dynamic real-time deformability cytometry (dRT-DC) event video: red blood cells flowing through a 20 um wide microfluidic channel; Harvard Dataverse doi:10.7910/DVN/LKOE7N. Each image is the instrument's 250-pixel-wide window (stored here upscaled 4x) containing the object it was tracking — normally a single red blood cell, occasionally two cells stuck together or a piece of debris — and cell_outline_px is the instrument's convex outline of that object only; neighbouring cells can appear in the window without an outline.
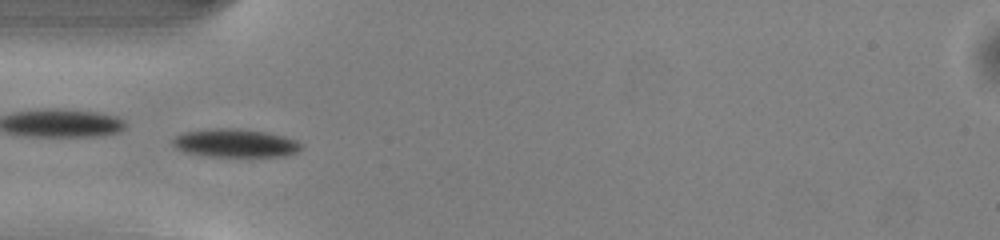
{"species": "common noctule bat (a hibernating species)", "species_latin": "Nyctalus noctula", "temperature_condition": "warm", "stored_images_in_passage": 50, "camera_frame_rate_fps": 3000, "um_per_image_px": 0.085, "animal": {"sex": "male", "body_mass_g": 13.0, "forearm_length_mm": 53.1}, "frame": {"image": 1, "passage_image": 15, "time_ms": 4.667, "image_size_px": [1000, 240], "cell_outline_px": [[300, 148], [296, 152], [284, 156], [204, 156], [184, 152], [176, 148], [172, 144], [172, 140], [176, 136], [184, 132], [216, 128], [232, 128], [264, 132], [284, 136], [296, 140], [300, 144]], "centroid_in_image_um": [19.95, 12.17], "position_along_channel_um": 65.1, "area_um2": 20.92}}
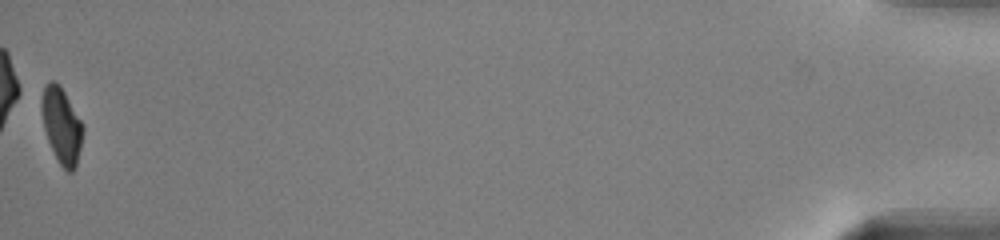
{"frame": {"image": 2, "passage_image": 50, "time_ms": 16.333, "image_size_px": [1000, 240], "cell_outline_px": [[84, 132], [76, 168], [72, 172], [68, 172], [60, 164], [48, 140], [44, 128], [40, 108], [40, 100], [44, 88], [52, 80], [60, 84], [80, 120], [84, 128]], "centroid_in_image_um": [5.24, 10.67], "position_along_channel_um": 430.0, "area_um2": 18.09}, "authors_computed_cell_mechanics": {"area_um2": 19.6809, "velocity_mm_per_s": 4.0326, "shape_relaxation_time_tau1_ms": 2.1373, "shape_relaxation_time_tau2_ms": 7.9301, "deformation_change_tau1": 0.1164, "deformation_change_tau2": 0.1101}}